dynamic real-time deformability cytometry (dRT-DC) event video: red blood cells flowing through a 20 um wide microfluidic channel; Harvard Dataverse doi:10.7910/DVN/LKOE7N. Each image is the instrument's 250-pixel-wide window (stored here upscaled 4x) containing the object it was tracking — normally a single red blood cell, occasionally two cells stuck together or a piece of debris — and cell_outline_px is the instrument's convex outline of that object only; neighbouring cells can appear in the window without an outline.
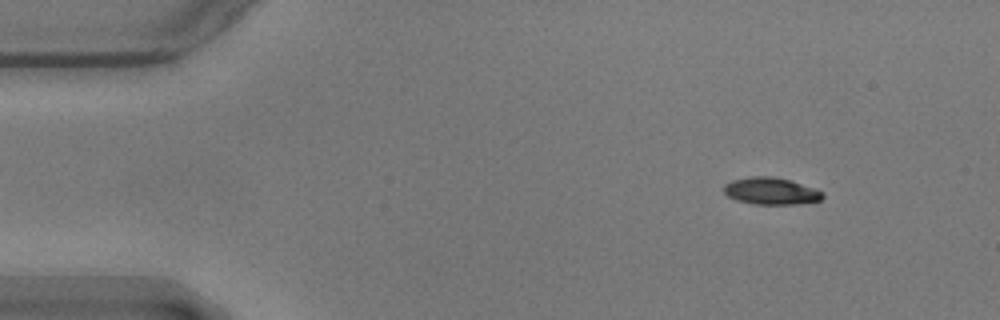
{"species": "common noctule bat (a hibernating species)", "species_latin": "Nyctalus noctula", "temperature_condition": "warm", "stored_images_in_passage": 57, "camera_frame_rate_fps": 3000, "um_per_image_px": 0.085, "animal": {"sex": "male", "body_mass_g": 17.9}, "frame": {"image": 1, "passage_image": 7, "time_ms": 2.0, "image_size_px": [1000, 320], "cell_outline_px": [[824, 196], [820, 200], [800, 204], [752, 204], [736, 200], [728, 196], [724, 192], [724, 184], [732, 180], [752, 176], [772, 176], [788, 180], [824, 192]], "centroid_in_image_um": [65.5, 16.25], "position_along_channel_um": 19.5, "area_um2": 15.43}}
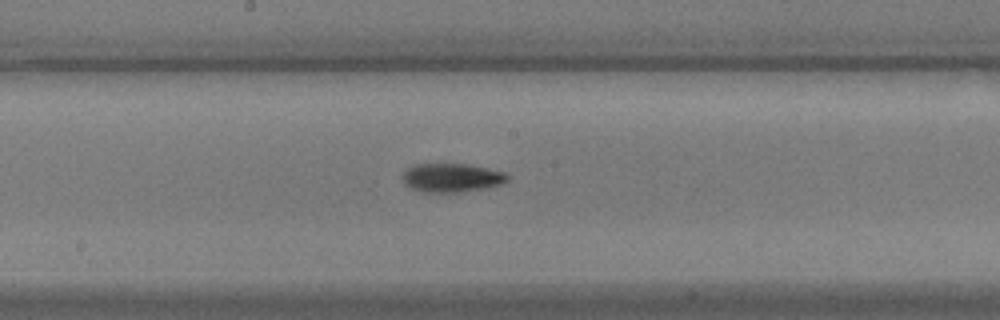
{"frame": {"image": 2, "passage_image": 30, "time_ms": 9.667, "image_size_px": [1000, 320], "cell_outline_px": [[508, 180], [500, 184], [488, 188], [456, 192], [424, 192], [412, 188], [404, 184], [400, 176], [408, 168], [416, 164], [464, 164], [504, 172], [508, 176]], "centroid_in_image_um": [38.35, 15.11], "position_along_channel_um": 209.9, "area_um2": 17.4}}
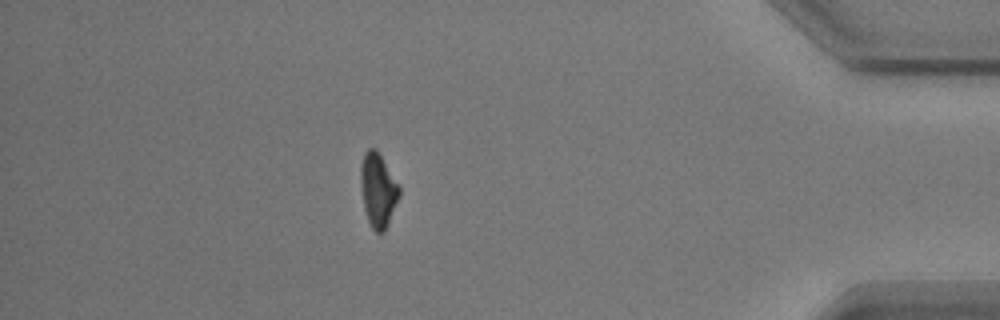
{"frame": {"image": 3, "passage_image": 50, "time_ms": 16.333, "image_size_px": [1000, 320], "cell_outline_px": [[400, 196], [388, 224], [384, 232], [376, 232], [372, 228], [368, 220], [364, 208], [360, 184], [360, 164], [364, 152], [368, 148], [376, 148], [400, 184]], "centroid_in_image_um": [32.14, 16.12], "position_along_channel_um": 403.1, "area_um2": 16.94}, "authors_computed_cell_mechanics": {"area_um2": 16.7042, "velocity_mm_per_s": 3.5701, "shape_relaxation_time_tau1_ms": 6.4815, "shape_relaxation_time_tau2_ms": 7.9569, "deformation_change_tau1": 0.1918, "deformation_change_tau2": 0.1633}}